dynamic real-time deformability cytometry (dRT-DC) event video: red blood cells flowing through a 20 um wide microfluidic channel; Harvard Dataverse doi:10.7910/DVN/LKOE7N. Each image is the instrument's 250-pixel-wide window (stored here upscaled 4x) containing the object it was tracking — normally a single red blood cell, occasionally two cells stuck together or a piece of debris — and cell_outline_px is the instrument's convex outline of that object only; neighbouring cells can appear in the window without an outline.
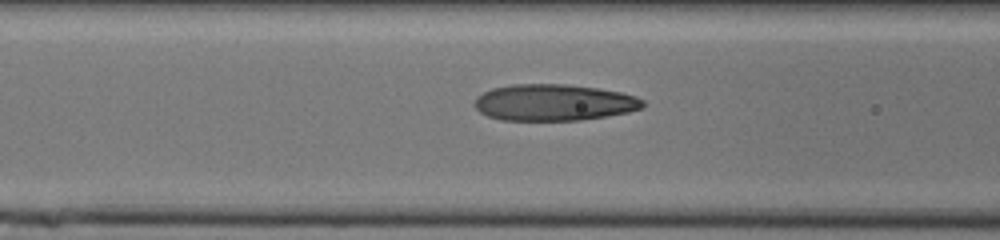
{"species": "human", "species_latin": "Homo sapiens", "temperature_condition": "cold", "stored_images_in_passage": 35, "camera_frame_rate_fps": 3000, "um_per_image_px": 0.085, "donor": {"sex": "male"}, "frame": {"image": 1, "passage_image": 14, "time_ms": 4.333, "image_size_px": [1000, 240], "cell_outline_px": [[644, 108], [628, 112], [580, 120], [500, 120], [488, 116], [480, 112], [476, 108], [476, 96], [492, 88], [512, 84], [564, 84], [596, 88], [620, 92], [636, 96], [644, 100]], "centroid_in_image_um": [47.08, 8.71], "position_along_channel_um": 119.5, "area_um2": 35.66}}
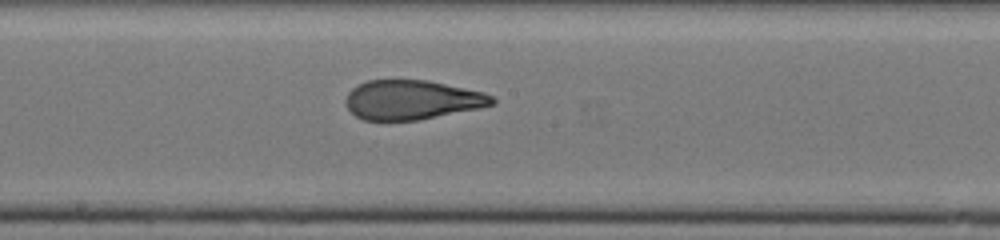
{"frame": {"image": 2, "passage_image": 21, "time_ms": 6.667, "image_size_px": [1000, 240], "cell_outline_px": [[496, 104], [480, 108], [416, 120], [388, 124], [364, 120], [356, 116], [348, 108], [344, 100], [348, 92], [352, 88], [368, 80], [428, 80], [484, 92], [492, 96], [496, 100]], "centroid_in_image_um": [34.99, 8.52], "position_along_channel_um": 213.2, "area_um2": 34.28}}
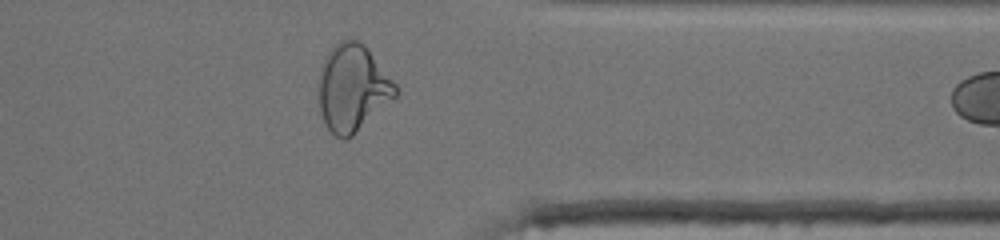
{"frame": {"image": 3, "passage_image": 34, "time_ms": 11.0, "image_size_px": [1000, 240], "cell_outline_px": [[400, 92], [396, 96], [352, 136], [344, 140], [340, 140], [324, 124], [320, 108], [320, 76], [328, 52], [340, 40], [360, 40], [368, 48], [400, 88]], "centroid_in_image_um": [30.02, 7.49], "position_along_channel_um": 381.4, "area_um2": 38.49}}